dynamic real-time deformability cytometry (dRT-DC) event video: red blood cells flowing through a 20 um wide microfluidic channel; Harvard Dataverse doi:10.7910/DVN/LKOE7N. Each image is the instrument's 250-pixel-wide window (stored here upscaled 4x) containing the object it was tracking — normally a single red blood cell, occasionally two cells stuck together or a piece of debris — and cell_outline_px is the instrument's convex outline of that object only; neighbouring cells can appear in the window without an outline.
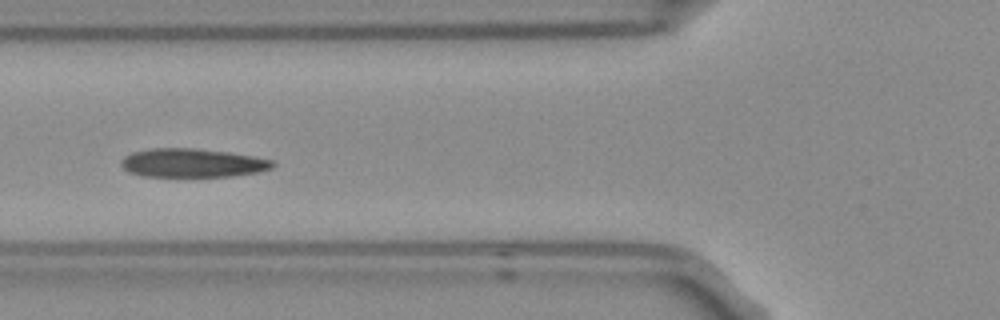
{"species": "Egyptian fruit bat (a non-hibernating species)", "species_latin": "Rousettus aegyptiacus", "temperature_condition": "room temperature", "stored_images_in_passage": 14, "camera_frame_rate_fps": 3000, "um_per_image_px": 0.085, "frame": {"image": 1, "passage_image": 5, "time_ms": 1.333, "image_size_px": [1000, 320], "cell_outline_px": [[276, 164], [272, 168], [256, 172], [232, 176], [144, 176], [128, 172], [120, 164], [120, 160], [124, 156], [132, 152], [152, 148], [192, 148], [228, 152], [252, 156], [272, 160]], "centroid_in_image_um": [16.32, 13.84], "position_along_channel_um": 109.5, "area_um2": 25.2}}
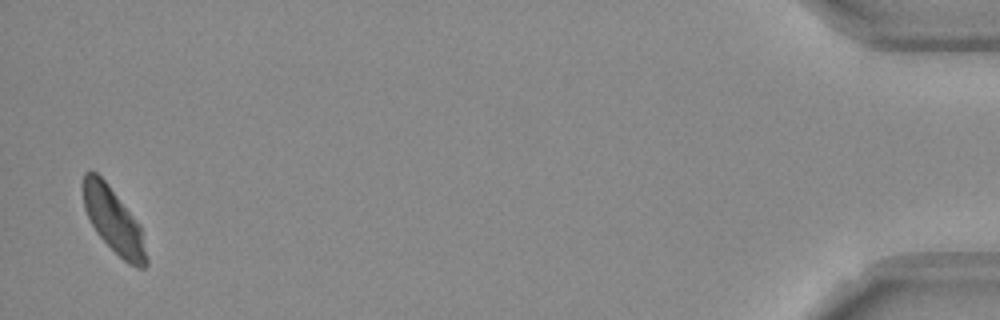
{"frame": {"image": 2, "passage_image": 14, "time_ms": 4.333, "image_size_px": [1000, 320], "cell_outline_px": [[148, 264], [144, 268], [136, 268], [128, 264], [96, 232], [84, 208], [80, 184], [84, 172], [96, 172], [108, 184], [140, 224], [148, 260]], "centroid_in_image_um": [9.63, 18.72], "position_along_channel_um": 425.6, "area_um2": 23.99}}